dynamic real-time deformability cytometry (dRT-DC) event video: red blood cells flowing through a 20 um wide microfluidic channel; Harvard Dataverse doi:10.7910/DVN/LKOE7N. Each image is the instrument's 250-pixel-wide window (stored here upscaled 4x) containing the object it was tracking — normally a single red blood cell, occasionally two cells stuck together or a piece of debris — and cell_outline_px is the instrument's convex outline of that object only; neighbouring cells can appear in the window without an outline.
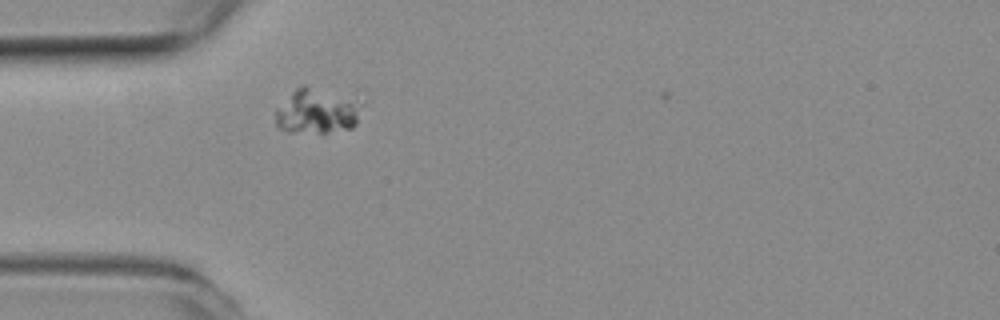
{"species": "common noctule bat (a hibernating species)", "species_latin": "Nyctalus noctula", "temperature_condition": "room temperature", "stored_images_in_passage": 2, "camera_frame_rate_fps": 3000, "um_per_image_px": 0.085, "animal": {"sex": "female", "body_mass_g": 19.3, "forearm_length_mm": 54.1}, "frame": {"image": 1, "passage_image": 1, "time_ms": 0.0, "image_size_px": [1000, 320], "cell_outline_px": [[364, 104], [356, 124], [352, 128], [328, 132], [288, 132], [276, 128], [276, 108], [296, 88], [304, 84], [360, 88], [364, 100]], "centroid_in_image_um": [27.19, 9.27], "position_along_channel_um": 57.8, "area_um2": 25.55}}